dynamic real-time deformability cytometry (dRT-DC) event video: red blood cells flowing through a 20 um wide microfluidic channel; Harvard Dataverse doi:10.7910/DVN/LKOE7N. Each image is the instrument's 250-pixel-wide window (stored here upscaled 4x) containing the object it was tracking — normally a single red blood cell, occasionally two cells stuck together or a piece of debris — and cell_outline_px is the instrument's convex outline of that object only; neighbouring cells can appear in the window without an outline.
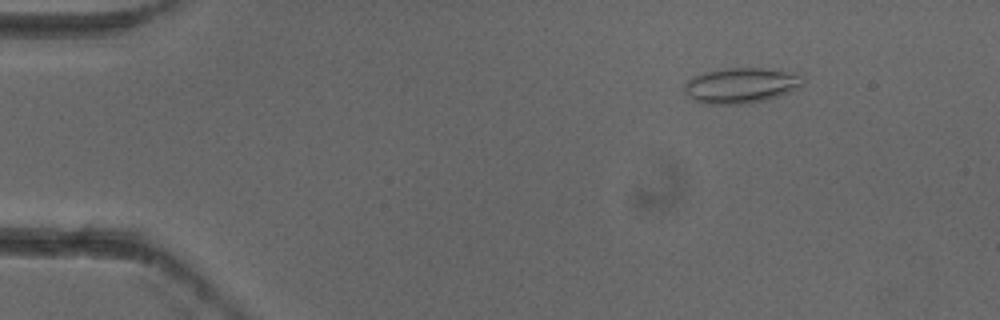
{"species": "common noctule bat (a hibernating species)", "species_latin": "Nyctalus noctula", "temperature_condition": "cold", "stored_images_in_passage": 6, "camera_frame_rate_fps": 3000, "um_per_image_px": 0.085, "animal": {"sex": "female"}, "frame": {"image": 1, "passage_image": 2, "time_ms": 0.333, "image_size_px": [1000, 320], "cell_outline_px": [[804, 84], [800, 88], [780, 96], [748, 104], [700, 104], [692, 100], [684, 92], [684, 84], [692, 76], [704, 72], [724, 68], [764, 68], [796, 72], [804, 76]], "centroid_in_image_um": [63.01, 7.26], "position_along_channel_um": 22.0, "area_um2": 25.14}}
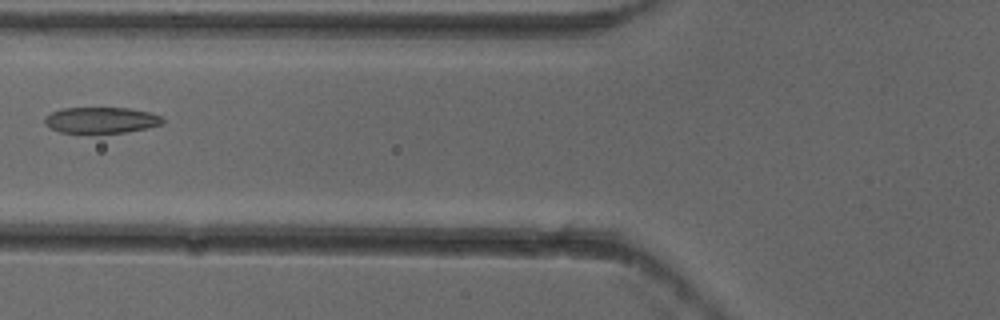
{"frame": {"image": 2, "passage_image": 6, "time_ms": 1.667, "image_size_px": [1000, 320], "cell_outline_px": [[164, 124], [148, 128], [124, 132], [60, 132], [44, 124], [44, 116], [60, 108], [128, 108], [152, 112], [164, 116]], "centroid_in_image_um": [8.65, 10.19], "position_along_channel_um": 117.2, "area_um2": 17.98}}